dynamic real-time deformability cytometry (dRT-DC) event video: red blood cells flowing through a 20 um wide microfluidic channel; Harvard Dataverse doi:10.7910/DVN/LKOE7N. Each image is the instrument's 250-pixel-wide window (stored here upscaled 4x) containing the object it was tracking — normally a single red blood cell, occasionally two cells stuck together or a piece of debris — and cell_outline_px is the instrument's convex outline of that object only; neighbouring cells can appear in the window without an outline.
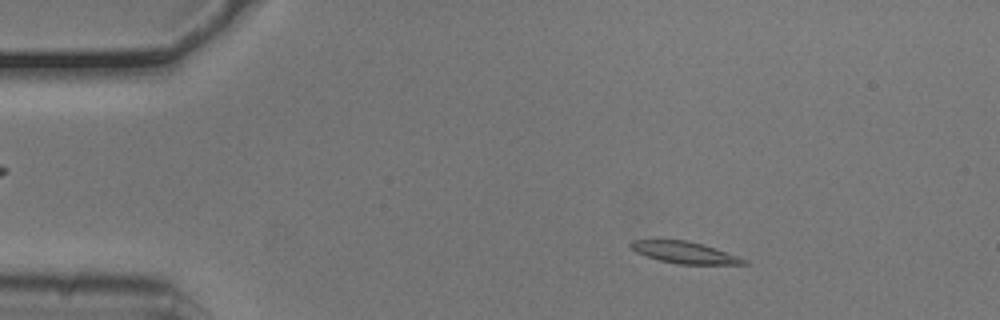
{"species": "common noctule bat (a hibernating species)", "species_latin": "Nyctalus noctula", "temperature_condition": "cold", "stored_images_in_passage": 53, "camera_frame_rate_fps": 3000, "um_per_image_px": 0.085, "animal": {"sex": "male", "body_mass_g": 20.5, "forearm_length_mm": 52.5}, "frame": {"image": 1, "passage_image": 8, "time_ms": 2.333, "image_size_px": [1000, 320], "cell_outline_px": [[748, 264], [680, 264], [660, 260], [636, 252], [628, 244], [632, 240], [684, 240], [700, 244], [740, 256], [748, 260]], "centroid_in_image_um": [58.21, 21.46], "position_along_channel_um": 26.8, "area_um2": 13.99}}
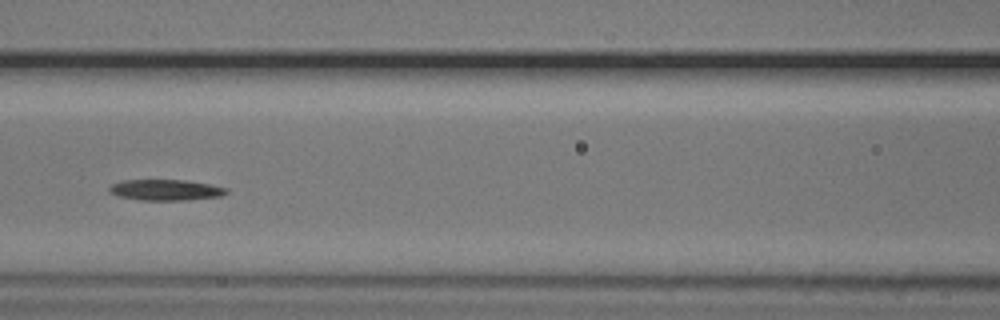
{"frame": {"image": 2, "passage_image": 23, "time_ms": 7.333, "image_size_px": [1000, 320], "cell_outline_px": [[228, 192], [220, 196], [188, 200], [140, 200], [116, 196], [108, 192], [108, 188], [112, 184], [124, 180], [184, 180], [208, 184], [228, 188]], "centroid_in_image_um": [14.04, 16.15], "position_along_channel_um": 152.6, "area_um2": 14.28}}
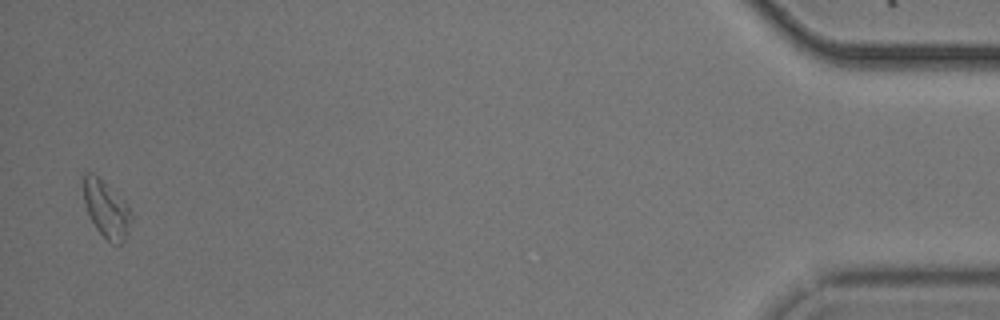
{"frame": {"image": 3, "passage_image": 52, "time_ms": 17.0, "image_size_px": [1000, 320], "cell_outline_px": [[132, 216], [128, 232], [124, 240], [120, 244], [112, 244], [96, 228], [84, 204], [84, 172], [92, 172], [128, 208]], "centroid_in_image_um": [9.01, 17.83], "position_along_channel_um": 426.2, "area_um2": 14.91}, "authors_computed_cell_mechanics": {"area_um2": 14.5656, "velocity_mm_per_s": 3.7468, "shape_relaxation_time_tau1_ms": 2.8179, "shape_relaxation_time_tau2_ms": 9.0213, "deformation_change_tau1": 0.1136, "deformation_change_tau2": 0.1736}}